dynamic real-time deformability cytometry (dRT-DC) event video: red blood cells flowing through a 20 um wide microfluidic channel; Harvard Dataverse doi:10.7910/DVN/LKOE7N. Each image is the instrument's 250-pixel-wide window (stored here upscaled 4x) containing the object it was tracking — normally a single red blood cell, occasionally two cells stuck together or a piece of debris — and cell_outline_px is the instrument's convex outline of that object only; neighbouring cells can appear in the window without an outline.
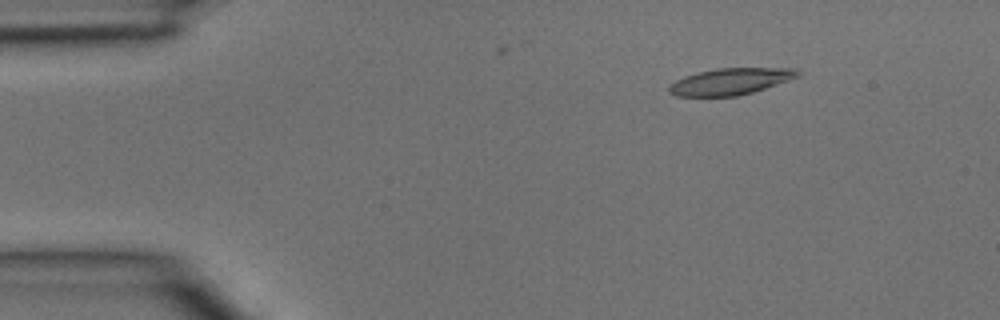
{"species": "common noctule bat (a hibernating species)", "species_latin": "Nyctalus noctula", "temperature_condition": "room temperature", "stored_images_in_passage": 4, "camera_frame_rate_fps": 3000, "um_per_image_px": 0.085, "animal": {"sex": "male", "body_mass_g": 15.6}, "frame": {"image": 1, "passage_image": 1, "time_ms": 0.0, "image_size_px": [1000, 320], "cell_outline_px": [[800, 76], [752, 92], [736, 96], [676, 96], [668, 92], [668, 88], [676, 80], [684, 76], [716, 68], [792, 68], [800, 72]], "centroid_in_image_um": [62.07, 6.92], "position_along_channel_um": 22.9, "area_um2": 19.65}}